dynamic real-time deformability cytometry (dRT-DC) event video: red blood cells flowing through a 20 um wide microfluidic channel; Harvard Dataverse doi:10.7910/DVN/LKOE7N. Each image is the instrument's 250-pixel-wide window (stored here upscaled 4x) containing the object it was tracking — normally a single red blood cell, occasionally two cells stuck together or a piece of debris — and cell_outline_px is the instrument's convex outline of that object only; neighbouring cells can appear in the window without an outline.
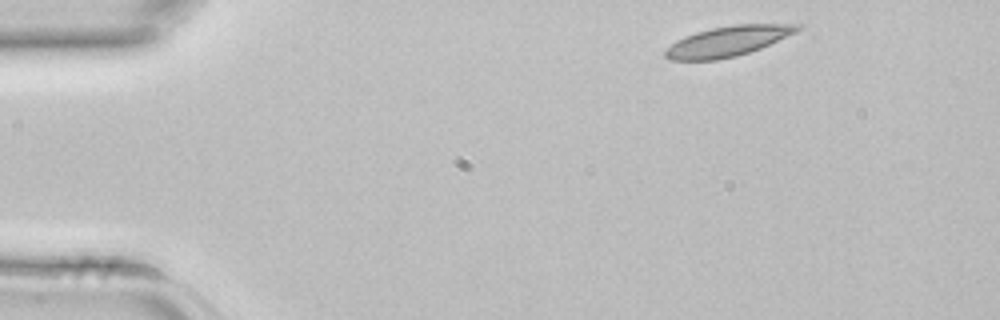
{"species": "common noctule bat (a hibernating species)", "species_latin": "Nyctalus noctula", "temperature_condition": "room temperature", "stored_images_in_passage": 3, "camera_frame_rate_fps": 3000, "um_per_image_px": 0.085, "animal": {"sex": "female", "body_mass_g": 22.7, "forearm_length_mm": 54.2}, "frame": {"image": 1, "passage_image": 1, "time_ms": 0.0, "image_size_px": [1000, 320], "cell_outline_px": [[804, 28], [796, 32], [760, 48], [736, 56], [716, 60], [668, 60], [664, 56], [664, 52], [676, 40], [684, 36], [696, 32], [712, 28], [732, 24], [804, 24]], "centroid_in_image_um": [61.87, 3.49], "position_along_channel_um": 23.1, "area_um2": 23.18}}
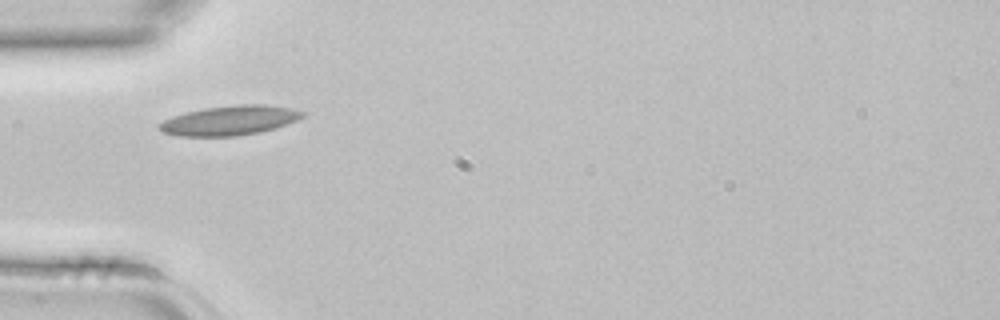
{"frame": {"image": 2, "passage_image": 3, "time_ms": 0.667, "image_size_px": [1000, 320], "cell_outline_px": [[308, 112], [304, 116], [288, 124], [276, 128], [260, 132], [236, 136], [176, 136], [164, 132], [156, 128], [156, 124], [172, 116], [184, 112], [204, 108], [236, 104], [264, 104], [292, 108]], "centroid_in_image_um": [19.52, 10.23], "position_along_channel_um": 65.5, "area_um2": 25.09}}